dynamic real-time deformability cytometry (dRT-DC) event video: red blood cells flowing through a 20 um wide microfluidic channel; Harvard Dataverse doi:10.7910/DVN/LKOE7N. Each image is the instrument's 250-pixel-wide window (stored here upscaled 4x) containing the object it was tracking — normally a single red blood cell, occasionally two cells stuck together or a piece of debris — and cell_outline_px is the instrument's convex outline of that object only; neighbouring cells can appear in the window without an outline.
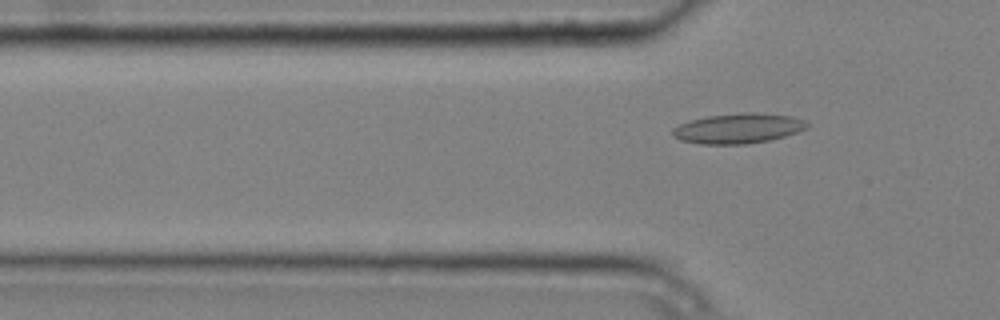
{"species": "common noctule bat (a hibernating species)", "species_latin": "Nyctalus noctula", "temperature_condition": "cold", "stored_images_in_passage": 3, "camera_frame_rate_fps": 3000, "um_per_image_px": 0.085, "animal": {"sex": "male", "body_mass_g": 20.4}, "frame": {"image": 1, "passage_image": 2, "time_ms": 0.333, "image_size_px": [1000, 320], "cell_outline_px": [[812, 124], [808, 128], [784, 136], [768, 140], [744, 144], [700, 144], [680, 140], [672, 136], [672, 128], [680, 124], [692, 120], [708, 116], [744, 112], [756, 112], [792, 116], [804, 120]], "centroid_in_image_um": [62.76, 10.91], "position_along_channel_um": 63.0, "area_um2": 23.58}}
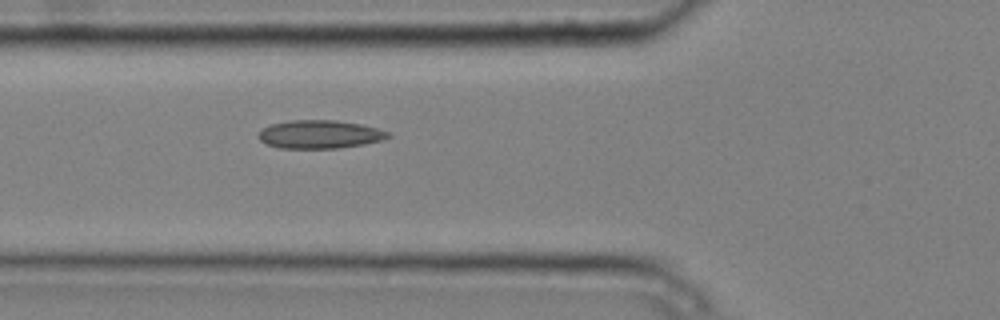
{"frame": {"image": 2, "passage_image": 3, "time_ms": 0.667, "image_size_px": [1000, 320], "cell_outline_px": [[392, 136], [384, 140], [364, 144], [340, 148], [280, 148], [264, 144], [256, 136], [260, 128], [272, 124], [292, 120], [336, 120], [360, 124], [376, 128], [388, 132]], "centroid_in_image_um": [27.14, 11.42], "position_along_channel_um": 98.7, "area_um2": 21.56}}